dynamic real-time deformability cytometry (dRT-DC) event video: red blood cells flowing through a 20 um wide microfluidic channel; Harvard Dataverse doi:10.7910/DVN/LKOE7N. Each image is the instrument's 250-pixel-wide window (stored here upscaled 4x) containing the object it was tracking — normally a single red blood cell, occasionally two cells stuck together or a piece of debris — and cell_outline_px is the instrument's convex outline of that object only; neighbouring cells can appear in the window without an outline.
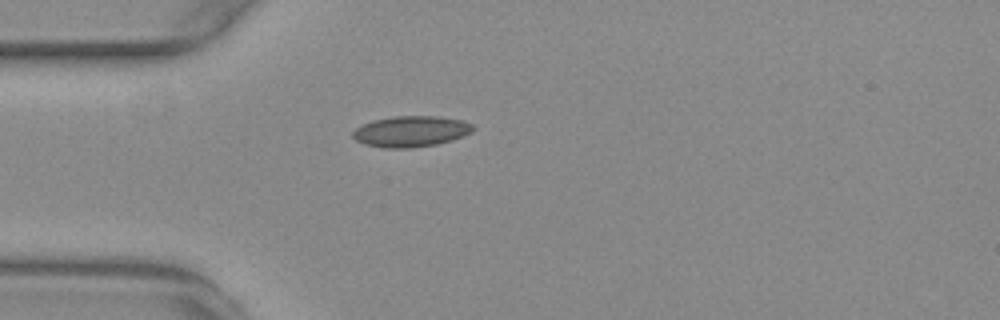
{"species": "common noctule bat (a hibernating species)", "species_latin": "Nyctalus noctula", "temperature_condition": "warm", "stored_images_in_passage": 41, "camera_frame_rate_fps": 3000, "um_per_image_px": 0.085, "animal": {"sex": "female", "body_mass_g": 29.2, "forearm_length_mm": 56.3}, "frame": {"image": 1, "passage_image": 1, "time_ms": 0.0, "image_size_px": [1000, 320], "cell_outline_px": [[476, 128], [472, 132], [464, 136], [452, 140], [436, 144], [412, 148], [384, 148], [364, 144], [356, 140], [352, 136], [352, 132], [356, 128], [372, 120], [392, 116], [440, 116], [464, 120], [472, 124]], "centroid_in_image_um": [34.96, 11.16], "position_along_channel_um": 50.0, "area_um2": 21.91}}
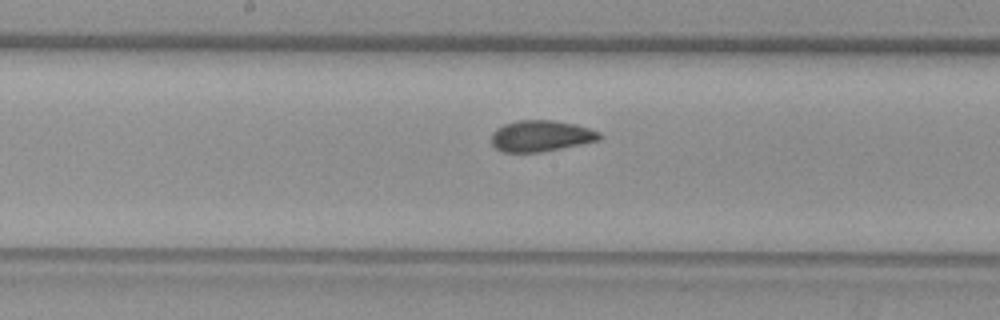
{"frame": {"image": 2, "passage_image": 14, "time_ms": 4.333, "image_size_px": [1000, 320], "cell_outline_px": [[604, 136], [600, 140], [540, 152], [504, 152], [496, 148], [492, 144], [492, 132], [496, 128], [504, 124], [516, 120], [552, 120], [576, 124], [600, 132]], "centroid_in_image_um": [45.98, 11.54], "position_along_channel_um": 202.2, "area_um2": 19.65}}
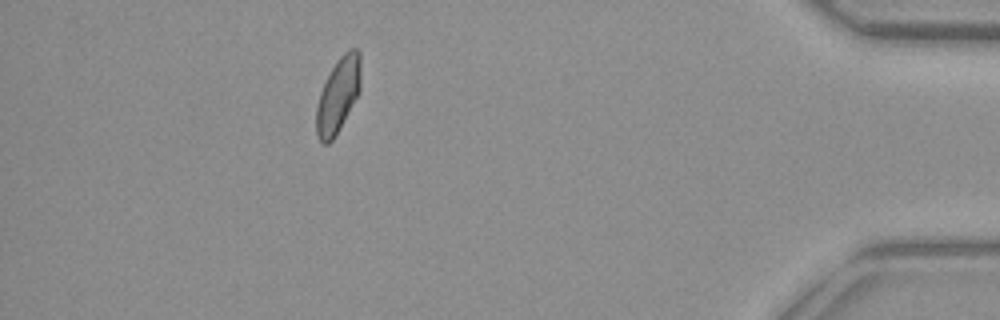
{"frame": {"image": 3, "passage_image": 35, "time_ms": 11.333, "image_size_px": [1000, 320], "cell_outline_px": [[360, 92], [332, 140], [328, 144], [324, 144], [316, 136], [316, 108], [320, 92], [336, 60], [348, 48], [356, 48], [360, 52]], "centroid_in_image_um": [28.74, 8.06], "position_along_channel_um": 406.5, "area_um2": 19.25}, "authors_computed_cell_mechanics": {"area_um2": 19.652, "velocity_mm_per_s": 3.7346, "shape_relaxation_time_tau1_ms": null, "shape_relaxation_time_tau2_ms": 1.3716, "deformation_change_tau1": null, "deformation_change_tau2": 0.0456}}